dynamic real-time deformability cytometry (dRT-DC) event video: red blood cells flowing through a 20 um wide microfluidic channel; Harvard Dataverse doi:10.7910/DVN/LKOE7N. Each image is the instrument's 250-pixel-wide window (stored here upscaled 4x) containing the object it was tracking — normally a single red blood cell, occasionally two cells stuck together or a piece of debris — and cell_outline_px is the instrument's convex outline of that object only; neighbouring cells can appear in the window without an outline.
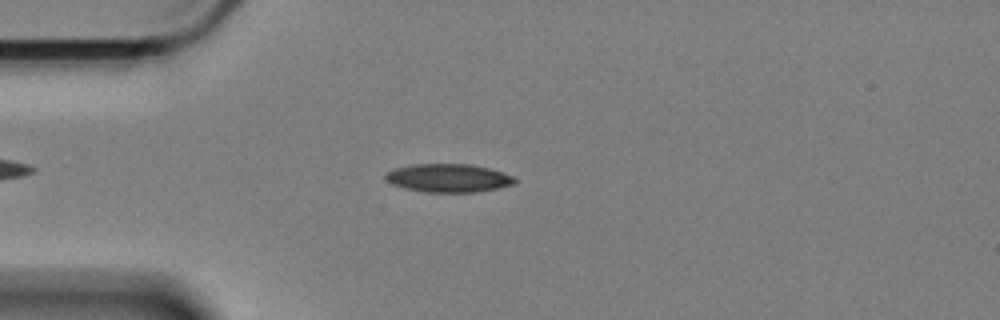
{"species": "Egyptian fruit bat (a non-hibernating species)", "species_latin": "Rousettus aegyptiacus", "temperature_condition": "cold", "stored_images_in_passage": 53, "camera_frame_rate_fps": 3000, "um_per_image_px": 0.085, "animal": {"sex": "female"}, "frame": {"image": 1, "passage_image": 10, "time_ms": 3.0, "image_size_px": [1000, 320], "cell_outline_px": [[516, 184], [476, 192], [424, 192], [404, 188], [392, 184], [384, 176], [388, 172], [396, 168], [412, 164], [472, 164], [488, 168], [512, 176], [516, 180]], "centroid_in_image_um": [38.11, 15.13], "position_along_channel_um": 46.9, "area_um2": 21.15}}
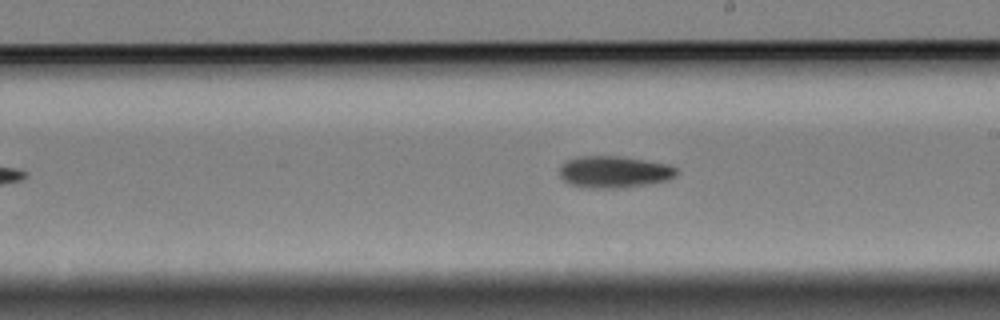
{"frame": {"image": 2, "passage_image": 28, "time_ms": 9.0, "image_size_px": [1000, 320], "cell_outline_px": [[676, 176], [668, 180], [624, 188], [580, 188], [568, 184], [560, 176], [560, 168], [568, 160], [580, 156], [616, 156], [668, 164], [676, 168]], "centroid_in_image_um": [52.18, 14.63], "position_along_channel_um": 236.8, "area_um2": 21.62}}
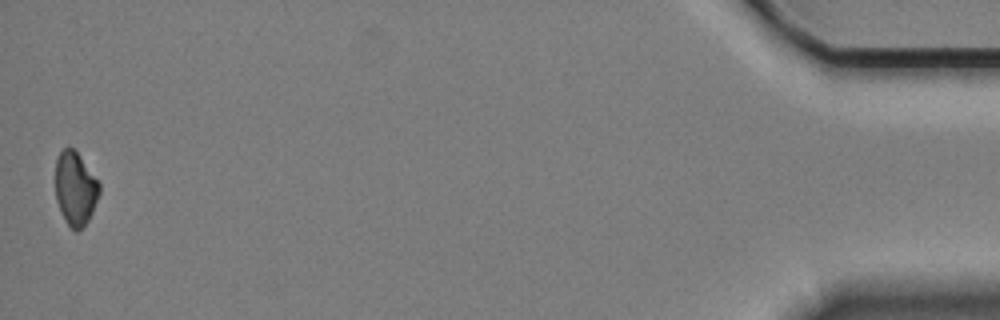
{"frame": {"image": 3, "passage_image": 53, "time_ms": 17.333, "image_size_px": [1000, 320], "cell_outline_px": [[100, 192], [92, 212], [88, 220], [76, 232], [64, 220], [60, 212], [56, 200], [56, 156], [64, 148], [72, 148], [76, 152], [100, 184]], "centroid_in_image_um": [6.38, 16.04], "position_along_channel_um": 428.8, "area_um2": 18.5}, "authors_computed_cell_mechanics": {"area_um2": 20.808, "velocity_mm_per_s": 3.3991, "shape_relaxation_time_tau1_ms": 7.9592, "shape_relaxation_time_tau2_ms": null, "deformation_change_tau1": 0.1163, "deformation_change_tau2": null}}